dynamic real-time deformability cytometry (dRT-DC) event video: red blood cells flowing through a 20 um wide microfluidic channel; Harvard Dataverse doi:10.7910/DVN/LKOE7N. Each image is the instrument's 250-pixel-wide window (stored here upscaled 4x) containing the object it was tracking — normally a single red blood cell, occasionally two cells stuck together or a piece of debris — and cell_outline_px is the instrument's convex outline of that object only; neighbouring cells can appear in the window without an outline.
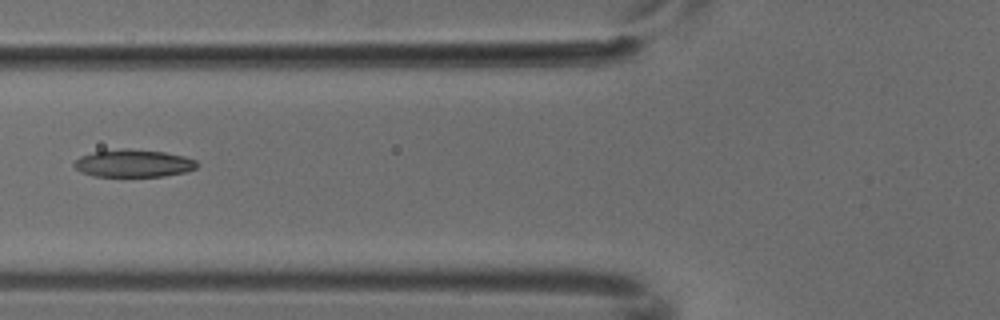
{"species": "common noctule bat (a hibernating species)", "species_latin": "Nyctalus noctula", "temperature_condition": "cold", "stored_images_in_passage": 6, "camera_frame_rate_fps": 3000, "um_per_image_px": 0.085, "animal": {"sex": "male", "body_mass_g": 18.8}, "frame": {"image": 1, "passage_image": 5, "time_ms": 1.333, "image_size_px": [1000, 320], "cell_outline_px": [[196, 168], [184, 172], [164, 176], [92, 176], [80, 172], [72, 164], [80, 156], [92, 152], [124, 148], [128, 148], [164, 152], [184, 156], [196, 160]], "centroid_in_image_um": [11.3, 13.88], "position_along_channel_um": 114.5, "area_um2": 19.71}}
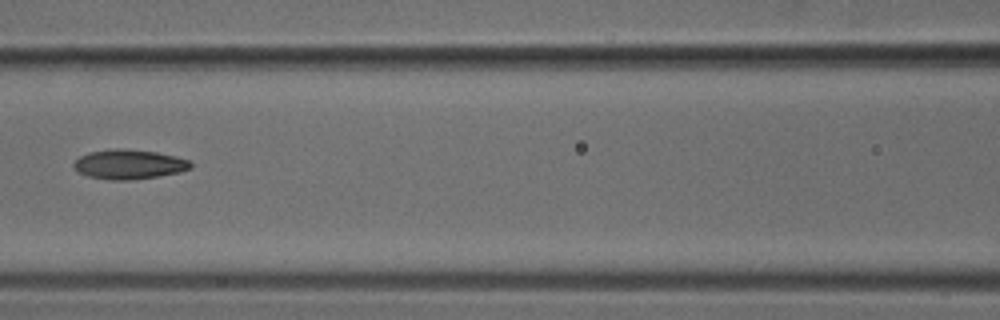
{"frame": {"image": 2, "passage_image": 6, "time_ms": 1.667, "image_size_px": [1000, 320], "cell_outline_px": [[192, 168], [180, 172], [156, 176], [128, 180], [112, 180], [88, 176], [80, 172], [72, 164], [80, 156], [88, 152], [116, 148], [120, 148], [156, 152], [176, 156], [188, 160], [192, 164]], "centroid_in_image_um": [10.98, 13.96], "position_along_channel_um": 155.6, "area_um2": 19.94}}